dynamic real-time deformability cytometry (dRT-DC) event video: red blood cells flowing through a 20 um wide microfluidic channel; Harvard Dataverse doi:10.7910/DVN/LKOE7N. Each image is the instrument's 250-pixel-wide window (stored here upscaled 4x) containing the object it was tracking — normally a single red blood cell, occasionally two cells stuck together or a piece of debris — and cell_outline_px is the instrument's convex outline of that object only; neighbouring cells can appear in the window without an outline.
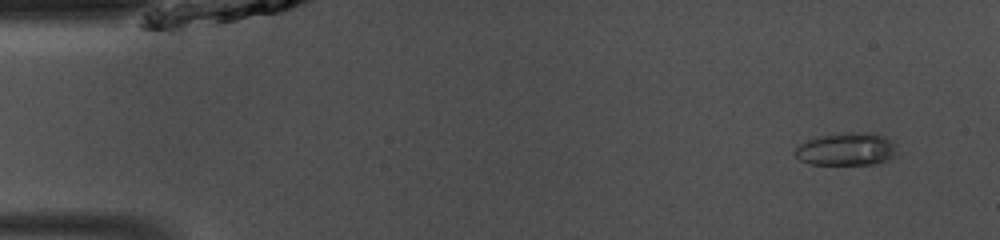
{"species": "common noctule bat (a hibernating species)", "species_latin": "Nyctalus noctula", "temperature_condition": "room temperature", "stored_images_in_passage": 48, "camera_frame_rate_fps": 3000, "um_per_image_px": 0.085, "animal": {"sex": "male", "body_mass_g": 13.0, "forearm_length_mm": 53.1}, "frame": {"image": 1, "passage_image": 4, "time_ms": 1.0, "image_size_px": [1000, 240], "cell_outline_px": [[900, 152], [896, 156], [888, 160], [876, 164], [808, 164], [800, 160], [796, 156], [796, 148], [800, 144], [808, 140], [820, 136], [848, 132], [876, 132], [892, 140]], "centroid_in_image_um": [72.05, 12.67], "position_along_channel_um": 13.0, "area_um2": 19.77}}
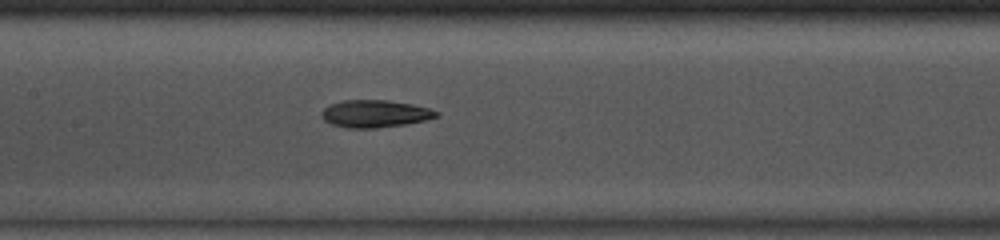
{"frame": {"image": 2, "passage_image": 23, "time_ms": 7.333, "image_size_px": [1000, 240], "cell_outline_px": [[440, 116], [424, 120], [404, 124], [376, 128], [348, 128], [332, 124], [324, 120], [320, 116], [320, 112], [328, 104], [344, 100], [388, 100], [412, 104], [428, 108], [440, 112]], "centroid_in_image_um": [31.84, 9.66], "position_along_channel_um": 175.6, "area_um2": 18.38}}
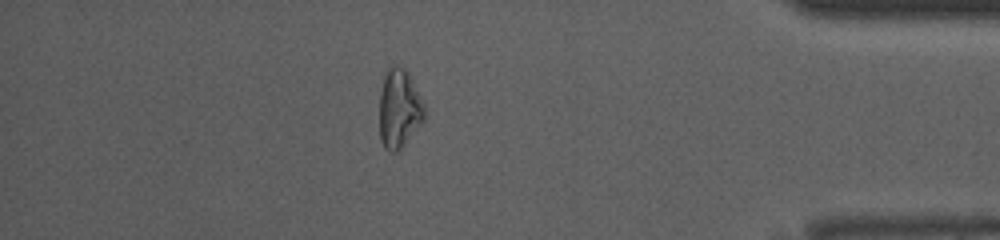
{"frame": {"image": 3, "passage_image": 42, "time_ms": 13.667, "image_size_px": [1000, 240], "cell_outline_px": [[424, 120], [404, 144], [396, 152], [392, 152], [384, 148], [380, 140], [380, 92], [384, 76], [388, 64], [396, 64], [404, 68], [408, 72], [424, 100]], "centroid_in_image_um": [33.93, 9.18], "position_along_channel_um": 401.3, "area_um2": 20.92}, "authors_computed_cell_mechanics": {"area_um2": 19.074, "velocity_mm_per_s": 4.1576, "shape_relaxation_time_tau1_ms": 5.385, "shape_relaxation_time_tau2_ms": 10.0508, "deformation_change_tau1": 0.1523, "deformation_change_tau2": 0.2077}}